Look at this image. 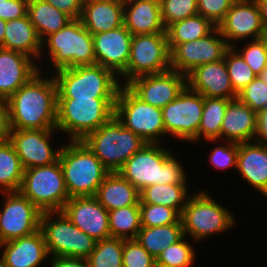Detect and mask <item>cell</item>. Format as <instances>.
I'll use <instances>...</instances> for the list:
<instances>
[{
  "label": "cell",
  "instance_id": "19",
  "mask_svg": "<svg viewBox=\"0 0 267 267\" xmlns=\"http://www.w3.org/2000/svg\"><path fill=\"white\" fill-rule=\"evenodd\" d=\"M61 211L76 227L96 241L111 237L108 210L95 196L69 198Z\"/></svg>",
  "mask_w": 267,
  "mask_h": 267
},
{
  "label": "cell",
  "instance_id": "25",
  "mask_svg": "<svg viewBox=\"0 0 267 267\" xmlns=\"http://www.w3.org/2000/svg\"><path fill=\"white\" fill-rule=\"evenodd\" d=\"M124 2L120 0H84L80 20L93 35L124 25Z\"/></svg>",
  "mask_w": 267,
  "mask_h": 267
},
{
  "label": "cell",
  "instance_id": "52",
  "mask_svg": "<svg viewBox=\"0 0 267 267\" xmlns=\"http://www.w3.org/2000/svg\"><path fill=\"white\" fill-rule=\"evenodd\" d=\"M256 1L260 8L261 20H262L263 26L267 27V0H256Z\"/></svg>",
  "mask_w": 267,
  "mask_h": 267
},
{
  "label": "cell",
  "instance_id": "2",
  "mask_svg": "<svg viewBox=\"0 0 267 267\" xmlns=\"http://www.w3.org/2000/svg\"><path fill=\"white\" fill-rule=\"evenodd\" d=\"M158 144L146 143L118 171L139 192L154 184H186L182 164Z\"/></svg>",
  "mask_w": 267,
  "mask_h": 267
},
{
  "label": "cell",
  "instance_id": "35",
  "mask_svg": "<svg viewBox=\"0 0 267 267\" xmlns=\"http://www.w3.org/2000/svg\"><path fill=\"white\" fill-rule=\"evenodd\" d=\"M24 168L13 144L8 141L0 145V189L2 192L19 191Z\"/></svg>",
  "mask_w": 267,
  "mask_h": 267
},
{
  "label": "cell",
  "instance_id": "6",
  "mask_svg": "<svg viewBox=\"0 0 267 267\" xmlns=\"http://www.w3.org/2000/svg\"><path fill=\"white\" fill-rule=\"evenodd\" d=\"M81 141L110 172H118L147 143L125 128L115 115Z\"/></svg>",
  "mask_w": 267,
  "mask_h": 267
},
{
  "label": "cell",
  "instance_id": "51",
  "mask_svg": "<svg viewBox=\"0 0 267 267\" xmlns=\"http://www.w3.org/2000/svg\"><path fill=\"white\" fill-rule=\"evenodd\" d=\"M254 139L257 143L267 145V110L257 113V131Z\"/></svg>",
  "mask_w": 267,
  "mask_h": 267
},
{
  "label": "cell",
  "instance_id": "49",
  "mask_svg": "<svg viewBox=\"0 0 267 267\" xmlns=\"http://www.w3.org/2000/svg\"><path fill=\"white\" fill-rule=\"evenodd\" d=\"M11 123L7 99L0 101V145L10 141Z\"/></svg>",
  "mask_w": 267,
  "mask_h": 267
},
{
  "label": "cell",
  "instance_id": "47",
  "mask_svg": "<svg viewBox=\"0 0 267 267\" xmlns=\"http://www.w3.org/2000/svg\"><path fill=\"white\" fill-rule=\"evenodd\" d=\"M29 0H7L0 7V19L11 21L27 15Z\"/></svg>",
  "mask_w": 267,
  "mask_h": 267
},
{
  "label": "cell",
  "instance_id": "36",
  "mask_svg": "<svg viewBox=\"0 0 267 267\" xmlns=\"http://www.w3.org/2000/svg\"><path fill=\"white\" fill-rule=\"evenodd\" d=\"M111 237L135 239L141 229L139 205L108 211Z\"/></svg>",
  "mask_w": 267,
  "mask_h": 267
},
{
  "label": "cell",
  "instance_id": "58",
  "mask_svg": "<svg viewBox=\"0 0 267 267\" xmlns=\"http://www.w3.org/2000/svg\"><path fill=\"white\" fill-rule=\"evenodd\" d=\"M7 0H0V7L6 2Z\"/></svg>",
  "mask_w": 267,
  "mask_h": 267
},
{
  "label": "cell",
  "instance_id": "39",
  "mask_svg": "<svg viewBox=\"0 0 267 267\" xmlns=\"http://www.w3.org/2000/svg\"><path fill=\"white\" fill-rule=\"evenodd\" d=\"M185 237L184 235L161 252L156 259V267H190L194 263V250L187 241H184Z\"/></svg>",
  "mask_w": 267,
  "mask_h": 267
},
{
  "label": "cell",
  "instance_id": "48",
  "mask_svg": "<svg viewBox=\"0 0 267 267\" xmlns=\"http://www.w3.org/2000/svg\"><path fill=\"white\" fill-rule=\"evenodd\" d=\"M66 13L72 19H80L84 0H41Z\"/></svg>",
  "mask_w": 267,
  "mask_h": 267
},
{
  "label": "cell",
  "instance_id": "17",
  "mask_svg": "<svg viewBox=\"0 0 267 267\" xmlns=\"http://www.w3.org/2000/svg\"><path fill=\"white\" fill-rule=\"evenodd\" d=\"M57 129H12L10 142L24 169L42 167L55 163L60 154L61 147L52 149L49 140Z\"/></svg>",
  "mask_w": 267,
  "mask_h": 267
},
{
  "label": "cell",
  "instance_id": "50",
  "mask_svg": "<svg viewBox=\"0 0 267 267\" xmlns=\"http://www.w3.org/2000/svg\"><path fill=\"white\" fill-rule=\"evenodd\" d=\"M50 267H90L86 258L52 257Z\"/></svg>",
  "mask_w": 267,
  "mask_h": 267
},
{
  "label": "cell",
  "instance_id": "22",
  "mask_svg": "<svg viewBox=\"0 0 267 267\" xmlns=\"http://www.w3.org/2000/svg\"><path fill=\"white\" fill-rule=\"evenodd\" d=\"M33 58L0 47V97L8 99L40 71Z\"/></svg>",
  "mask_w": 267,
  "mask_h": 267
},
{
  "label": "cell",
  "instance_id": "7",
  "mask_svg": "<svg viewBox=\"0 0 267 267\" xmlns=\"http://www.w3.org/2000/svg\"><path fill=\"white\" fill-rule=\"evenodd\" d=\"M45 39L42 47L47 43L49 60L55 71L96 64L93 37L80 19H73Z\"/></svg>",
  "mask_w": 267,
  "mask_h": 267
},
{
  "label": "cell",
  "instance_id": "55",
  "mask_svg": "<svg viewBox=\"0 0 267 267\" xmlns=\"http://www.w3.org/2000/svg\"><path fill=\"white\" fill-rule=\"evenodd\" d=\"M258 77L267 84V66L262 70Z\"/></svg>",
  "mask_w": 267,
  "mask_h": 267
},
{
  "label": "cell",
  "instance_id": "53",
  "mask_svg": "<svg viewBox=\"0 0 267 267\" xmlns=\"http://www.w3.org/2000/svg\"><path fill=\"white\" fill-rule=\"evenodd\" d=\"M259 40L262 42L267 55V27H264V30L259 37Z\"/></svg>",
  "mask_w": 267,
  "mask_h": 267
},
{
  "label": "cell",
  "instance_id": "41",
  "mask_svg": "<svg viewBox=\"0 0 267 267\" xmlns=\"http://www.w3.org/2000/svg\"><path fill=\"white\" fill-rule=\"evenodd\" d=\"M164 27L198 14L197 0H160Z\"/></svg>",
  "mask_w": 267,
  "mask_h": 267
},
{
  "label": "cell",
  "instance_id": "42",
  "mask_svg": "<svg viewBox=\"0 0 267 267\" xmlns=\"http://www.w3.org/2000/svg\"><path fill=\"white\" fill-rule=\"evenodd\" d=\"M123 267H156V259L136 239H125Z\"/></svg>",
  "mask_w": 267,
  "mask_h": 267
},
{
  "label": "cell",
  "instance_id": "46",
  "mask_svg": "<svg viewBox=\"0 0 267 267\" xmlns=\"http://www.w3.org/2000/svg\"><path fill=\"white\" fill-rule=\"evenodd\" d=\"M238 143L227 141L225 146H217L211 152L209 158L214 168H237Z\"/></svg>",
  "mask_w": 267,
  "mask_h": 267
},
{
  "label": "cell",
  "instance_id": "11",
  "mask_svg": "<svg viewBox=\"0 0 267 267\" xmlns=\"http://www.w3.org/2000/svg\"><path fill=\"white\" fill-rule=\"evenodd\" d=\"M114 115L147 143H159L166 135L161 108L143 102L126 85L119 88Z\"/></svg>",
  "mask_w": 267,
  "mask_h": 267
},
{
  "label": "cell",
  "instance_id": "23",
  "mask_svg": "<svg viewBox=\"0 0 267 267\" xmlns=\"http://www.w3.org/2000/svg\"><path fill=\"white\" fill-rule=\"evenodd\" d=\"M1 255L6 267H37L50 257L44 234L39 229L35 233L9 240L0 244Z\"/></svg>",
  "mask_w": 267,
  "mask_h": 267
},
{
  "label": "cell",
  "instance_id": "29",
  "mask_svg": "<svg viewBox=\"0 0 267 267\" xmlns=\"http://www.w3.org/2000/svg\"><path fill=\"white\" fill-rule=\"evenodd\" d=\"M96 199L108 210L139 205V191L119 172H110L98 187Z\"/></svg>",
  "mask_w": 267,
  "mask_h": 267
},
{
  "label": "cell",
  "instance_id": "5",
  "mask_svg": "<svg viewBox=\"0 0 267 267\" xmlns=\"http://www.w3.org/2000/svg\"><path fill=\"white\" fill-rule=\"evenodd\" d=\"M55 72L57 99L117 98L121 86L112 70L98 64L62 68Z\"/></svg>",
  "mask_w": 267,
  "mask_h": 267
},
{
  "label": "cell",
  "instance_id": "9",
  "mask_svg": "<svg viewBox=\"0 0 267 267\" xmlns=\"http://www.w3.org/2000/svg\"><path fill=\"white\" fill-rule=\"evenodd\" d=\"M234 220L225 207L202 190L190 195L181 214L184 235H190L195 241L229 230Z\"/></svg>",
  "mask_w": 267,
  "mask_h": 267
},
{
  "label": "cell",
  "instance_id": "20",
  "mask_svg": "<svg viewBox=\"0 0 267 267\" xmlns=\"http://www.w3.org/2000/svg\"><path fill=\"white\" fill-rule=\"evenodd\" d=\"M132 36L124 25L93 34L96 64L112 70L119 76L128 66Z\"/></svg>",
  "mask_w": 267,
  "mask_h": 267
},
{
  "label": "cell",
  "instance_id": "18",
  "mask_svg": "<svg viewBox=\"0 0 267 267\" xmlns=\"http://www.w3.org/2000/svg\"><path fill=\"white\" fill-rule=\"evenodd\" d=\"M217 28L230 47L236 40L259 39L264 26L257 1L236 0Z\"/></svg>",
  "mask_w": 267,
  "mask_h": 267
},
{
  "label": "cell",
  "instance_id": "8",
  "mask_svg": "<svg viewBox=\"0 0 267 267\" xmlns=\"http://www.w3.org/2000/svg\"><path fill=\"white\" fill-rule=\"evenodd\" d=\"M55 214L56 218H53ZM40 229L52 257L87 258L97 242L76 227L62 211L43 212Z\"/></svg>",
  "mask_w": 267,
  "mask_h": 267
},
{
  "label": "cell",
  "instance_id": "27",
  "mask_svg": "<svg viewBox=\"0 0 267 267\" xmlns=\"http://www.w3.org/2000/svg\"><path fill=\"white\" fill-rule=\"evenodd\" d=\"M237 171L267 198V145L238 143Z\"/></svg>",
  "mask_w": 267,
  "mask_h": 267
},
{
  "label": "cell",
  "instance_id": "3",
  "mask_svg": "<svg viewBox=\"0 0 267 267\" xmlns=\"http://www.w3.org/2000/svg\"><path fill=\"white\" fill-rule=\"evenodd\" d=\"M68 143L61 146L58 160L69 197L95 196L110 171L81 140Z\"/></svg>",
  "mask_w": 267,
  "mask_h": 267
},
{
  "label": "cell",
  "instance_id": "1",
  "mask_svg": "<svg viewBox=\"0 0 267 267\" xmlns=\"http://www.w3.org/2000/svg\"><path fill=\"white\" fill-rule=\"evenodd\" d=\"M12 129H56L57 85L40 71L7 99Z\"/></svg>",
  "mask_w": 267,
  "mask_h": 267
},
{
  "label": "cell",
  "instance_id": "16",
  "mask_svg": "<svg viewBox=\"0 0 267 267\" xmlns=\"http://www.w3.org/2000/svg\"><path fill=\"white\" fill-rule=\"evenodd\" d=\"M143 102L163 108L187 86V76L175 70L145 75L131 80L126 85Z\"/></svg>",
  "mask_w": 267,
  "mask_h": 267
},
{
  "label": "cell",
  "instance_id": "38",
  "mask_svg": "<svg viewBox=\"0 0 267 267\" xmlns=\"http://www.w3.org/2000/svg\"><path fill=\"white\" fill-rule=\"evenodd\" d=\"M237 48L230 47L224 56L230 81L234 91L238 94L244 89L257 75L251 70L243 57L238 53Z\"/></svg>",
  "mask_w": 267,
  "mask_h": 267
},
{
  "label": "cell",
  "instance_id": "24",
  "mask_svg": "<svg viewBox=\"0 0 267 267\" xmlns=\"http://www.w3.org/2000/svg\"><path fill=\"white\" fill-rule=\"evenodd\" d=\"M256 131L257 113L238 98L230 100L224 114L220 140H226L224 143L251 142L255 138Z\"/></svg>",
  "mask_w": 267,
  "mask_h": 267
},
{
  "label": "cell",
  "instance_id": "13",
  "mask_svg": "<svg viewBox=\"0 0 267 267\" xmlns=\"http://www.w3.org/2000/svg\"><path fill=\"white\" fill-rule=\"evenodd\" d=\"M203 106L204 96L186 86L174 101L161 109L166 135L196 142Z\"/></svg>",
  "mask_w": 267,
  "mask_h": 267
},
{
  "label": "cell",
  "instance_id": "56",
  "mask_svg": "<svg viewBox=\"0 0 267 267\" xmlns=\"http://www.w3.org/2000/svg\"><path fill=\"white\" fill-rule=\"evenodd\" d=\"M0 267H6L4 260L2 259L1 256H0Z\"/></svg>",
  "mask_w": 267,
  "mask_h": 267
},
{
  "label": "cell",
  "instance_id": "4",
  "mask_svg": "<svg viewBox=\"0 0 267 267\" xmlns=\"http://www.w3.org/2000/svg\"><path fill=\"white\" fill-rule=\"evenodd\" d=\"M115 103L116 98L57 99L56 129L80 141L114 116Z\"/></svg>",
  "mask_w": 267,
  "mask_h": 267
},
{
  "label": "cell",
  "instance_id": "14",
  "mask_svg": "<svg viewBox=\"0 0 267 267\" xmlns=\"http://www.w3.org/2000/svg\"><path fill=\"white\" fill-rule=\"evenodd\" d=\"M0 210L1 243L31 235L40 229L42 211L20 191L4 192Z\"/></svg>",
  "mask_w": 267,
  "mask_h": 267
},
{
  "label": "cell",
  "instance_id": "43",
  "mask_svg": "<svg viewBox=\"0 0 267 267\" xmlns=\"http://www.w3.org/2000/svg\"><path fill=\"white\" fill-rule=\"evenodd\" d=\"M237 98L258 113L267 100V84L257 76L238 93Z\"/></svg>",
  "mask_w": 267,
  "mask_h": 267
},
{
  "label": "cell",
  "instance_id": "12",
  "mask_svg": "<svg viewBox=\"0 0 267 267\" xmlns=\"http://www.w3.org/2000/svg\"><path fill=\"white\" fill-rule=\"evenodd\" d=\"M170 69L167 33L138 34L132 36L128 66L119 76L125 78L124 85H127L137 77Z\"/></svg>",
  "mask_w": 267,
  "mask_h": 267
},
{
  "label": "cell",
  "instance_id": "57",
  "mask_svg": "<svg viewBox=\"0 0 267 267\" xmlns=\"http://www.w3.org/2000/svg\"><path fill=\"white\" fill-rule=\"evenodd\" d=\"M263 110H267V100L265 101V104L263 106Z\"/></svg>",
  "mask_w": 267,
  "mask_h": 267
},
{
  "label": "cell",
  "instance_id": "54",
  "mask_svg": "<svg viewBox=\"0 0 267 267\" xmlns=\"http://www.w3.org/2000/svg\"><path fill=\"white\" fill-rule=\"evenodd\" d=\"M6 21L0 19V46L3 43L4 34H5Z\"/></svg>",
  "mask_w": 267,
  "mask_h": 267
},
{
  "label": "cell",
  "instance_id": "37",
  "mask_svg": "<svg viewBox=\"0 0 267 267\" xmlns=\"http://www.w3.org/2000/svg\"><path fill=\"white\" fill-rule=\"evenodd\" d=\"M124 241L116 237L97 241L94 250L86 258L90 267H123Z\"/></svg>",
  "mask_w": 267,
  "mask_h": 267
},
{
  "label": "cell",
  "instance_id": "32",
  "mask_svg": "<svg viewBox=\"0 0 267 267\" xmlns=\"http://www.w3.org/2000/svg\"><path fill=\"white\" fill-rule=\"evenodd\" d=\"M186 184H154L139 192V204L163 205L176 209L182 214L189 199Z\"/></svg>",
  "mask_w": 267,
  "mask_h": 267
},
{
  "label": "cell",
  "instance_id": "26",
  "mask_svg": "<svg viewBox=\"0 0 267 267\" xmlns=\"http://www.w3.org/2000/svg\"><path fill=\"white\" fill-rule=\"evenodd\" d=\"M123 22L132 35L166 33L160 0L125 1Z\"/></svg>",
  "mask_w": 267,
  "mask_h": 267
},
{
  "label": "cell",
  "instance_id": "34",
  "mask_svg": "<svg viewBox=\"0 0 267 267\" xmlns=\"http://www.w3.org/2000/svg\"><path fill=\"white\" fill-rule=\"evenodd\" d=\"M230 100L232 99L204 97L198 140L202 137L207 142H216L220 139L224 114Z\"/></svg>",
  "mask_w": 267,
  "mask_h": 267
},
{
  "label": "cell",
  "instance_id": "28",
  "mask_svg": "<svg viewBox=\"0 0 267 267\" xmlns=\"http://www.w3.org/2000/svg\"><path fill=\"white\" fill-rule=\"evenodd\" d=\"M0 47L22 52L33 59H40V55L43 54L42 42L28 14L6 22L4 39Z\"/></svg>",
  "mask_w": 267,
  "mask_h": 267
},
{
  "label": "cell",
  "instance_id": "21",
  "mask_svg": "<svg viewBox=\"0 0 267 267\" xmlns=\"http://www.w3.org/2000/svg\"><path fill=\"white\" fill-rule=\"evenodd\" d=\"M187 86L204 97L236 99L225 60L203 64L187 75Z\"/></svg>",
  "mask_w": 267,
  "mask_h": 267
},
{
  "label": "cell",
  "instance_id": "15",
  "mask_svg": "<svg viewBox=\"0 0 267 267\" xmlns=\"http://www.w3.org/2000/svg\"><path fill=\"white\" fill-rule=\"evenodd\" d=\"M229 48L226 39L216 28L205 37L177 44L170 51V68L187 76L200 65L224 59Z\"/></svg>",
  "mask_w": 267,
  "mask_h": 267
},
{
  "label": "cell",
  "instance_id": "45",
  "mask_svg": "<svg viewBox=\"0 0 267 267\" xmlns=\"http://www.w3.org/2000/svg\"><path fill=\"white\" fill-rule=\"evenodd\" d=\"M240 51L241 52L238 53L257 76L267 66V55L259 39L252 40V42H249L244 49Z\"/></svg>",
  "mask_w": 267,
  "mask_h": 267
},
{
  "label": "cell",
  "instance_id": "33",
  "mask_svg": "<svg viewBox=\"0 0 267 267\" xmlns=\"http://www.w3.org/2000/svg\"><path fill=\"white\" fill-rule=\"evenodd\" d=\"M183 236L182 223H172L158 227L142 226L135 239L157 259L164 249L179 241Z\"/></svg>",
  "mask_w": 267,
  "mask_h": 267
},
{
  "label": "cell",
  "instance_id": "44",
  "mask_svg": "<svg viewBox=\"0 0 267 267\" xmlns=\"http://www.w3.org/2000/svg\"><path fill=\"white\" fill-rule=\"evenodd\" d=\"M236 0H197L198 14L211 20L216 26L225 18Z\"/></svg>",
  "mask_w": 267,
  "mask_h": 267
},
{
  "label": "cell",
  "instance_id": "10",
  "mask_svg": "<svg viewBox=\"0 0 267 267\" xmlns=\"http://www.w3.org/2000/svg\"><path fill=\"white\" fill-rule=\"evenodd\" d=\"M19 191L42 212L61 211L70 198L59 160L50 165L24 169Z\"/></svg>",
  "mask_w": 267,
  "mask_h": 267
},
{
  "label": "cell",
  "instance_id": "30",
  "mask_svg": "<svg viewBox=\"0 0 267 267\" xmlns=\"http://www.w3.org/2000/svg\"><path fill=\"white\" fill-rule=\"evenodd\" d=\"M27 14L42 43L45 37L61 30L73 20L66 13L41 0H29Z\"/></svg>",
  "mask_w": 267,
  "mask_h": 267
},
{
  "label": "cell",
  "instance_id": "40",
  "mask_svg": "<svg viewBox=\"0 0 267 267\" xmlns=\"http://www.w3.org/2000/svg\"><path fill=\"white\" fill-rule=\"evenodd\" d=\"M141 226L158 227L182 223L181 214L174 208L155 204H139Z\"/></svg>",
  "mask_w": 267,
  "mask_h": 267
},
{
  "label": "cell",
  "instance_id": "31",
  "mask_svg": "<svg viewBox=\"0 0 267 267\" xmlns=\"http://www.w3.org/2000/svg\"><path fill=\"white\" fill-rule=\"evenodd\" d=\"M216 28L211 20L200 14L176 21L166 28L169 49L171 51L177 44L205 37Z\"/></svg>",
  "mask_w": 267,
  "mask_h": 267
}]
</instances>
